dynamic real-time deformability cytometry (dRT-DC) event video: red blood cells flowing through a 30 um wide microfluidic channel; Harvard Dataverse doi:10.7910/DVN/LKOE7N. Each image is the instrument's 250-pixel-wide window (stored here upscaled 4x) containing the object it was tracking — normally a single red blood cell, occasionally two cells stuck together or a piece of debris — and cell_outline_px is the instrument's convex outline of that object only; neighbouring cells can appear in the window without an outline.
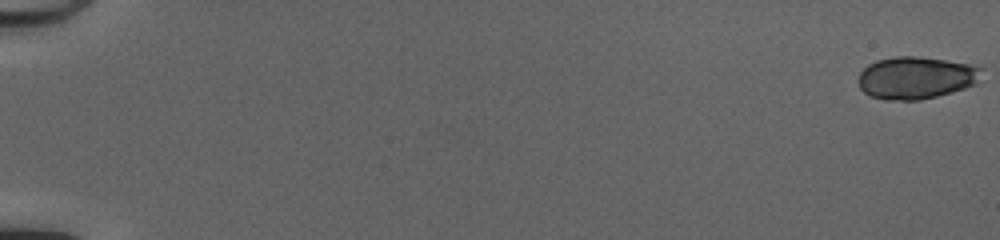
{"species": "common noctule bat (a hibernating species)", "species_latin": "Nyctalus noctula", "temperature_condition": "cold", "stored_images_in_passage": 52, "camera_frame_rate_fps": 3000, "um_per_image_px": 0.085, "animal": {"sex": "female", "body_mass_g": 20.0, "forearm_length_mm": 54.0}, "frame": {"image": 1, "passage_image": 1, "time_ms": 0.0, "image_size_px": [1000, 240], "cell_outline_px": [[984, 68], [976, 84], [952, 92], [920, 100], [884, 100], [868, 96], [860, 88], [860, 72], [868, 64], [876, 60], [896, 56], [912, 56], [944, 60], [968, 64]], "centroid_in_image_um": [77.85, 6.62], "position_along_channel_um": 7.2, "area_um2": 30.35}}
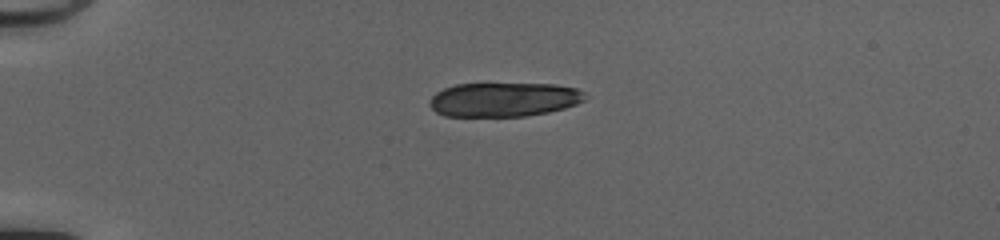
{"frame": {"image": 2, "passage_image": 15, "time_ms": 4.667, "image_size_px": [1000, 240], "cell_outline_px": [[584, 100], [576, 104], [564, 108], [548, 112], [524, 116], [444, 116], [436, 112], [428, 104], [432, 96], [436, 92], [444, 88], [456, 84], [556, 84], [576, 88], [584, 92]], "centroid_in_image_um": [42.8, 8.46], "position_along_channel_um": 42.2, "area_um2": 30.87}}
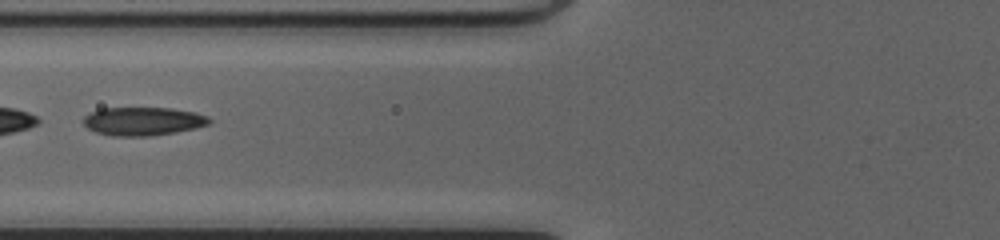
{"frame": {"image": 3, "passage_image": 24, "time_ms": 7.667, "image_size_px": [1000, 240], "cell_outline_px": [[212, 120], [208, 124], [196, 128], [176, 132], [152, 136], [112, 136], [96, 132], [88, 128], [84, 124], [84, 116], [100, 108], [172, 108], [196, 112], [208, 116]], "centroid_in_image_um": [12.18, 10.31], "position_along_channel_um": 113.6, "area_um2": 20.92}, "authors_computed_cell_mechanics": {"area_um2": 29.5358, "velocity_mm_per_s": 4.1578, "shape_relaxation_time_tau1_ms": 5.7188, "shape_relaxation_time_tau2_ms": 1.2092, "deformation_change_tau1": 0.1933, "deformation_change_tau2": 0.0805}}